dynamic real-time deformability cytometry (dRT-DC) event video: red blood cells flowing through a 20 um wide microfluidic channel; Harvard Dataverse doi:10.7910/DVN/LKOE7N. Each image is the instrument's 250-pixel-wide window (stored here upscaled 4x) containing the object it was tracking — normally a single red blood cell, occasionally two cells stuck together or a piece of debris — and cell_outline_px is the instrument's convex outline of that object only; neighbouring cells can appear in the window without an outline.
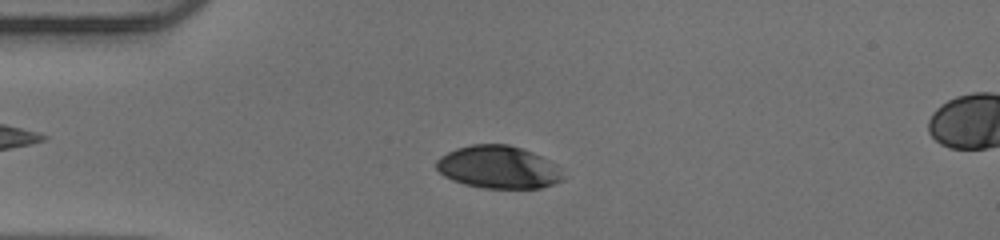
{"species": "human", "species_latin": "Homo sapiens", "temperature_condition": "warm", "stored_images_in_passage": 44, "camera_frame_rate_fps": 3000, "um_per_image_px": 0.085, "donor": {"sex": "male"}, "frame": {"image": 1, "passage_image": 10, "time_ms": 3.0, "image_size_px": [1000, 240], "cell_outline_px": [[564, 180], [540, 188], [484, 188], [464, 184], [452, 180], [444, 176], [436, 168], [436, 160], [440, 156], [456, 148], [472, 144], [508, 144], [532, 152], [548, 160], [564, 176]], "centroid_in_image_um": [42.31, 14.21], "position_along_channel_um": 42.7, "area_um2": 31.27}}
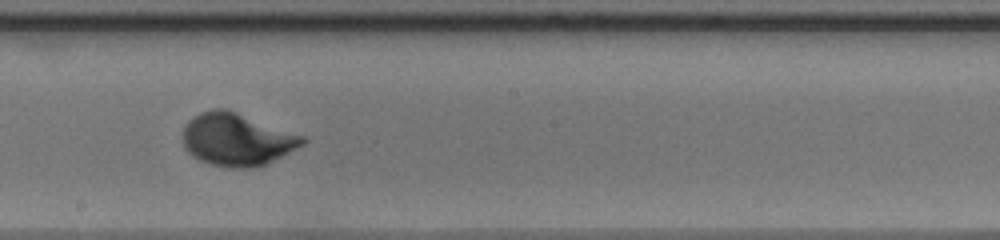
{"frame": {"image": 2, "passage_image": 26, "time_ms": 8.333, "image_size_px": [1000, 240], "cell_outline_px": [[308, 140], [304, 144], [264, 164], [252, 168], [228, 168], [212, 164], [200, 160], [192, 156], [184, 148], [184, 124], [188, 120], [200, 112], [212, 108], [228, 108], [304, 136]], "centroid_in_image_um": [20.11, 11.83], "position_along_channel_um": 228.1, "area_um2": 36.7}}
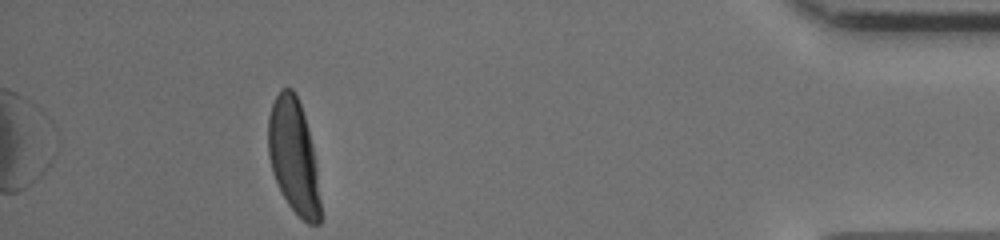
{"frame": {"image": 3, "passage_image": 44, "time_ms": 14.333, "image_size_px": [1000, 240], "cell_outline_px": [[320, 224], [308, 224], [288, 204], [272, 172], [268, 156], [268, 116], [272, 104], [280, 88], [292, 88], [300, 104], [304, 116], [312, 144], [316, 164], [320, 200]], "centroid_in_image_um": [24.95, 13.28], "position_along_channel_um": 410.3, "area_um2": 34.51}, "authors_computed_cell_mechanics": {"area_um2": 34.3043, "velocity_mm_per_s": 3.965, "shape_relaxation_time_tau1_ms": 2.7758, "shape_relaxation_time_tau2_ms": null, "deformation_change_tau1": 0.1637, "deformation_change_tau2": null}}